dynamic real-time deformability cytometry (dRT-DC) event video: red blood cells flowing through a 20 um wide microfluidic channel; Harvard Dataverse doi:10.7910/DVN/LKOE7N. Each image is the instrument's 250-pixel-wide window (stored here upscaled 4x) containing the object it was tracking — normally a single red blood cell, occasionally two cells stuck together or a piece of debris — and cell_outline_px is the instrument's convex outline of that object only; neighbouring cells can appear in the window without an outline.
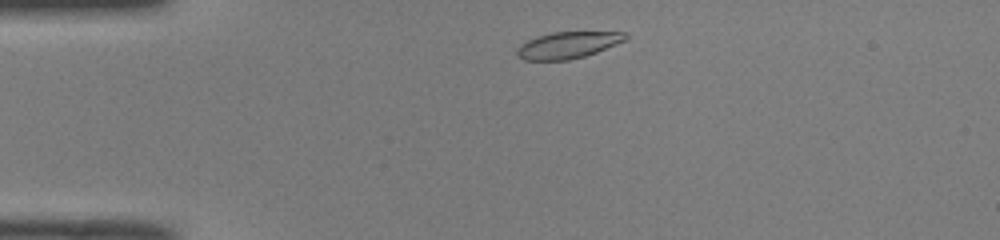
{"species": "common noctule bat (a hibernating species)", "species_latin": "Nyctalus noctula", "temperature_condition": "room temperature", "stored_images_in_passage": 41, "camera_frame_rate_fps": 3000, "um_per_image_px": 0.085, "animal": {"sex": "male", "body_mass_g": 19.0, "forearm_length_mm": 50.8}, "frame": {"image": 1, "passage_image": 2, "time_ms": 0.333, "image_size_px": [1000, 240], "cell_outline_px": [[628, 40], [596, 52], [584, 56], [568, 60], [524, 60], [516, 52], [516, 48], [520, 44], [536, 36], [552, 32], [628, 32]], "centroid_in_image_um": [48.29, 3.82], "position_along_channel_um": 36.7, "area_um2": 16.88}}
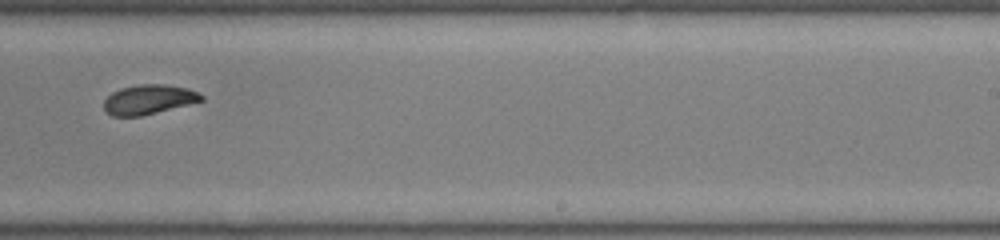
{"frame": {"image": 2, "passage_image": 23, "time_ms": 7.333, "image_size_px": [1000, 240], "cell_outline_px": [[204, 100], [140, 116], [112, 116], [104, 112], [104, 100], [112, 92], [120, 88], [140, 84], [168, 84], [188, 88], [204, 96]], "centroid_in_image_um": [12.61, 8.45], "position_along_channel_um": 276.4, "area_um2": 16.76}}
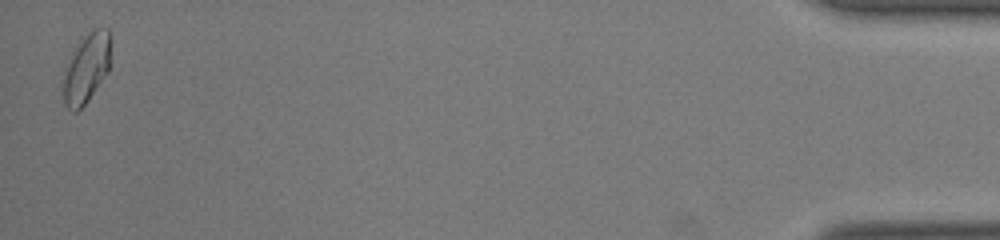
{"frame": {"image": 3, "passage_image": 41, "time_ms": 13.333, "image_size_px": [1000, 240], "cell_outline_px": [[108, 72], [88, 100], [76, 112], [72, 112], [64, 104], [64, 80], [68, 64], [76, 48], [88, 32], [92, 28], [108, 28]], "centroid_in_image_um": [7.35, 5.84], "position_along_channel_um": 427.9, "area_um2": 18.21}, "authors_computed_cell_mechanics": {"area_um2": 17.4556, "velocity_mm_per_s": 3.9925, "shape_relaxation_time_tau1_ms": 3.2305, "shape_relaxation_time_tau2_ms": 6.2893, "deformation_change_tau1": 0.1296, "deformation_change_tau2": 0.1044}}